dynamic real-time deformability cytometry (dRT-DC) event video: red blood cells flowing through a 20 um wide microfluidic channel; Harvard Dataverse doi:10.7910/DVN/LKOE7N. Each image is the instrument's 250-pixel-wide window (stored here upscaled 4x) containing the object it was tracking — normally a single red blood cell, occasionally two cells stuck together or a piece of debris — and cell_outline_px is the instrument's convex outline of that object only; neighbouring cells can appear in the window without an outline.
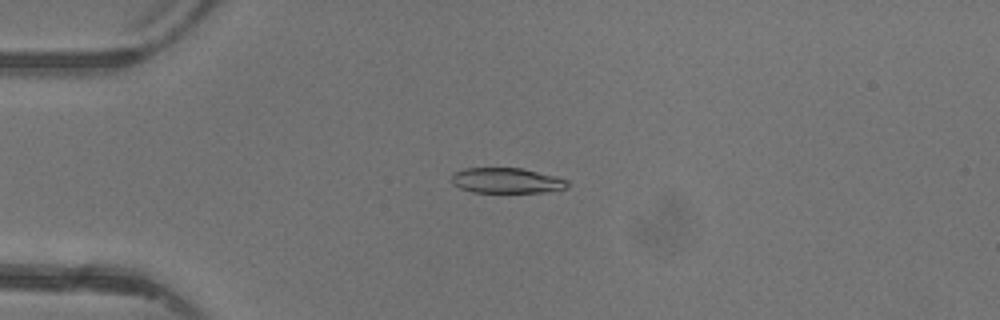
{"species": "common noctule bat (a hibernating species)", "species_latin": "Nyctalus noctula", "temperature_condition": "warm", "stored_images_in_passage": 6, "camera_frame_rate_fps": 3000, "um_per_image_px": 0.085, "animal": {"sex": "female"}, "frame": {"image": 1, "passage_image": 4, "time_ms": 3.667, "image_size_px": [1000, 320], "cell_outline_px": [[572, 184], [568, 188], [544, 192], [472, 192], [460, 188], [452, 184], [452, 172], [464, 168], [524, 168], [556, 176], [568, 180]], "centroid_in_image_um": [43.09, 15.34], "position_along_channel_um": 41.9, "area_um2": 17.4}}
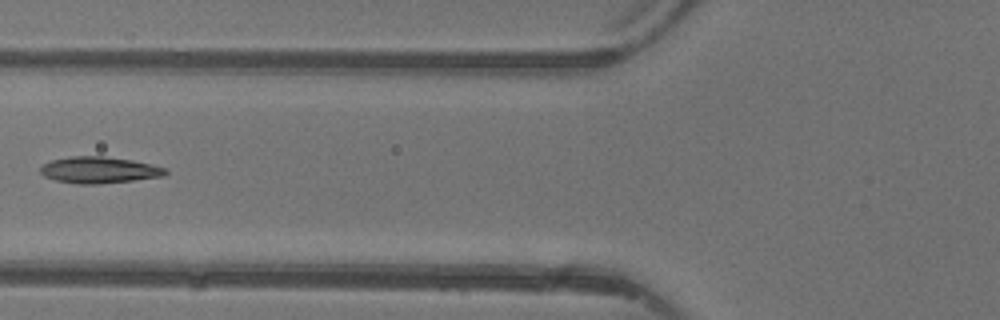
{"frame": {"image": 2, "passage_image": 6, "time_ms": 6.0, "image_size_px": [1000, 320], "cell_outline_px": [[168, 172], [164, 176], [100, 184], [76, 184], [56, 180], [44, 176], [40, 172], [40, 164], [52, 160], [72, 156], [104, 156], [132, 160], [168, 168]], "centroid_in_image_um": [8.41, 14.45], "position_along_channel_um": 117.4, "area_um2": 19.36}}